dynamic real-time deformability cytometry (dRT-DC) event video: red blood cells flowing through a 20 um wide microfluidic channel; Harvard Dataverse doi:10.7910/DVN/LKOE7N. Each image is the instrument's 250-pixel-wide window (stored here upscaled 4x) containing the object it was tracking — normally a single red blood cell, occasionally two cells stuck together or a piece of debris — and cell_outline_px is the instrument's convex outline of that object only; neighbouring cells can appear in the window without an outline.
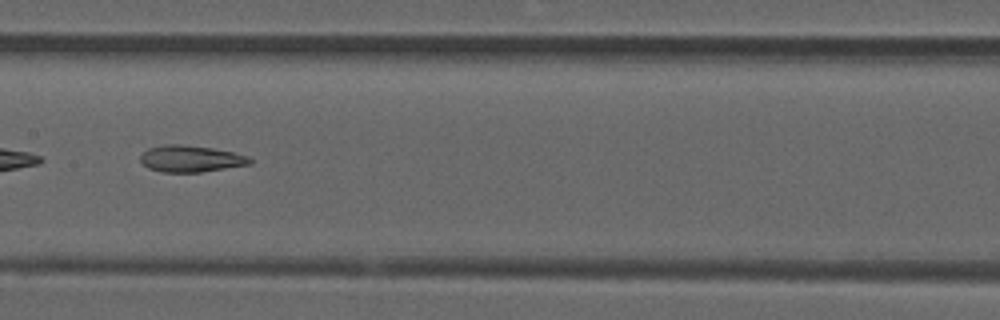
{"species": "common noctule bat (a hibernating species)", "species_latin": "Nyctalus noctula", "temperature_condition": "room temperature", "stored_images_in_passage": 45, "camera_frame_rate_fps": 3000, "um_per_image_px": 0.085, "animal": {"sex": "male", "forearm_length_mm": 52.5}, "frame": {"image": 1, "passage_image": 26, "time_ms": 8.333, "image_size_px": [1000, 320], "cell_outline_px": [[252, 164], [200, 172], [164, 172], [148, 168], [140, 160], [140, 156], [148, 148], [164, 144], [176, 144], [212, 148], [232, 152], [248, 156], [252, 160]], "centroid_in_image_um": [16.21, 13.49], "position_along_channel_um": 191.2, "area_um2": 16.82}}
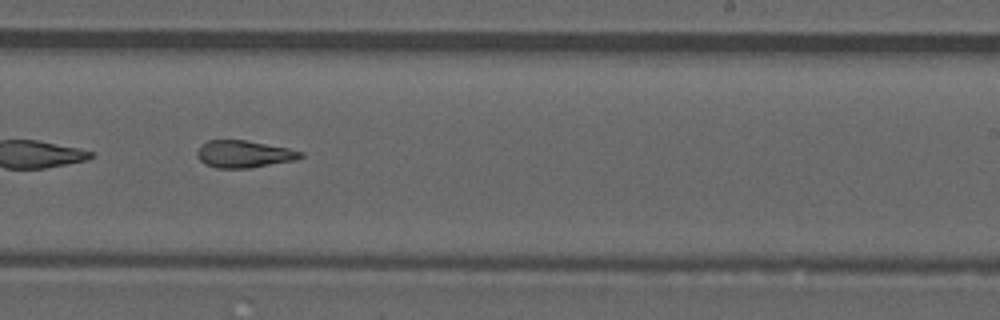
{"frame": {"image": 2, "passage_image": 32, "time_ms": 10.333, "image_size_px": [1000, 320], "cell_outline_px": [[304, 156], [296, 160], [252, 168], [216, 168], [204, 164], [196, 156], [196, 152], [208, 140], [248, 140], [288, 148], [304, 152]], "centroid_in_image_um": [20.76, 13.1], "position_along_channel_um": 268.2, "area_um2": 16.53}, "authors_computed_cell_mechanics": {"area_um2": 17.6868, "velocity_mm_per_s": 3.8746, "shape_relaxation_time_tau1_ms": null, "shape_relaxation_time_tau2_ms": 4.1536, "deformation_change_tau1": null, "deformation_change_tau2": 0.1444}}